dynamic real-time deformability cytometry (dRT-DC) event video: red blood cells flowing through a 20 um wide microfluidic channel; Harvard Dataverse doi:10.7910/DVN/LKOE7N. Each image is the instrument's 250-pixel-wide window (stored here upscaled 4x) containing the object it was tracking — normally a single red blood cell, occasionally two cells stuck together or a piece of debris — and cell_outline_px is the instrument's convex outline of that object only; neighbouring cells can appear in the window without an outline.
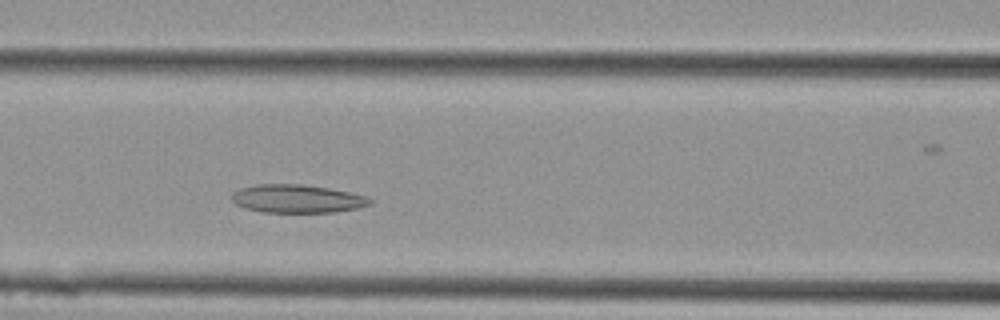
{"species": "Egyptian fruit bat (a non-hibernating species)", "species_latin": "Rousettus aegyptiacus", "temperature_condition": "cold", "stored_images_in_passage": 23, "segment_of_instrument_passage": [1, 2], "camera_frame_rate_fps": 3000, "um_per_image_px": 0.085, "animal": {"sex": "female"}, "frame": {"image": 1, "passage_image": 6, "time_ms": 1.667, "image_size_px": [1000, 320], "cell_outline_px": [[372, 204], [356, 208], [332, 212], [260, 212], [244, 208], [236, 204], [232, 200], [232, 192], [240, 188], [256, 184], [300, 184], [328, 188], [348, 192], [364, 196], [372, 200]], "centroid_in_image_um": [25.2, 16.89], "position_along_channel_um": 141.4, "area_um2": 22.6}}
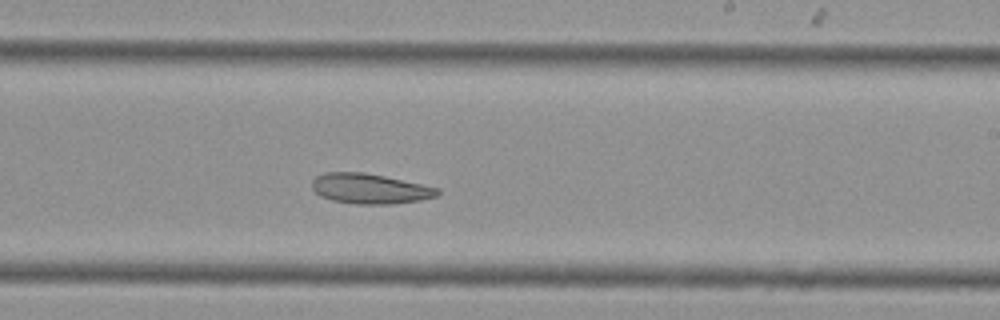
{"frame": {"image": 2, "passage_image": 11, "time_ms": 3.333, "image_size_px": [1000, 320], "cell_outline_px": [[440, 192], [436, 196], [420, 200], [392, 204], [356, 204], [332, 200], [320, 196], [312, 188], [312, 180], [316, 176], [324, 172], [364, 172], [384, 176], [440, 188]], "centroid_in_image_um": [31.42, 16.03], "position_along_channel_um": 257.6, "area_um2": 22.02}}
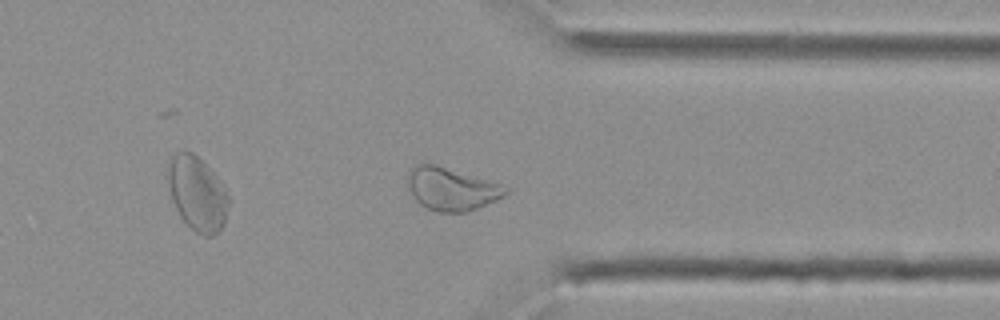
{"frame": {"image": 3, "passage_image": 16, "time_ms": 5.0, "image_size_px": [1000, 320], "cell_outline_px": [[508, 192], [504, 196], [496, 200], [476, 208], [464, 212], [436, 212], [424, 208], [412, 196], [408, 188], [408, 172], [412, 164], [436, 164], [500, 184], [508, 188]], "centroid_in_image_um": [38.32, 16.06], "position_along_channel_um": 373.1, "area_um2": 24.39}}